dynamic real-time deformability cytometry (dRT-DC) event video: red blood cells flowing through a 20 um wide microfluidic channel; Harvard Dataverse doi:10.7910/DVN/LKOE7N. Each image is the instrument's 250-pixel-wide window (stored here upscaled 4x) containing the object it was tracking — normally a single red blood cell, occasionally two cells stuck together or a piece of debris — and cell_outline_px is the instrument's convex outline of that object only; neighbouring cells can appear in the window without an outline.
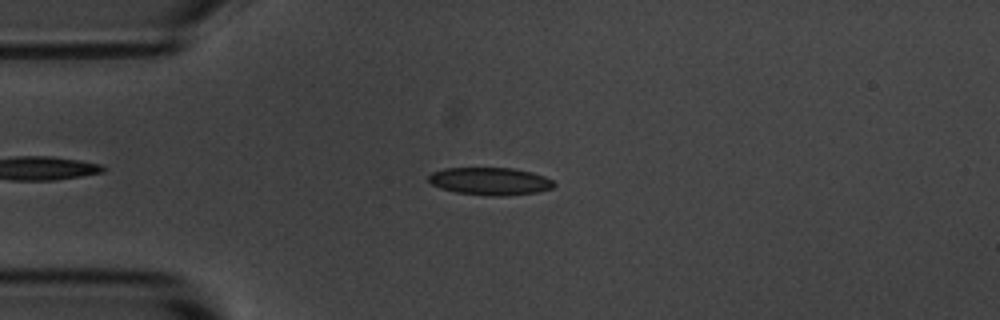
{"species": "common noctule bat (a hibernating species)", "species_latin": "Nyctalus noctula", "temperature_condition": "room temperature", "stored_images_in_passage": 49, "camera_frame_rate_fps": 3000, "um_per_image_px": 0.085, "animal": {"sex": "male", "body_mass_g": 20.1, "forearm_length_mm": 53.5}, "frame": {"image": 1, "passage_image": 11, "time_ms": 3.333, "image_size_px": [1000, 320], "cell_outline_px": [[556, 184], [552, 188], [536, 192], [504, 196], [488, 196], [456, 192], [440, 188], [432, 184], [428, 180], [428, 176], [432, 172], [444, 168], [512, 168], [532, 172], [544, 176], [552, 180]], "centroid_in_image_um": [41.65, 15.4], "position_along_channel_um": 43.4, "area_um2": 20.17}}
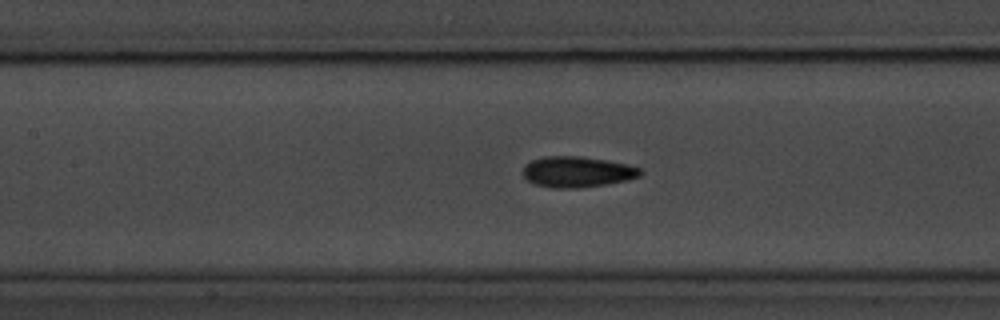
{"frame": {"image": 2, "passage_image": 22, "time_ms": 7.0, "image_size_px": [1000, 320], "cell_outline_px": [[644, 172], [640, 176], [628, 180], [608, 184], [580, 188], [552, 188], [536, 184], [528, 180], [524, 176], [524, 164], [532, 160], [544, 156], [580, 156], [628, 164], [640, 168]], "centroid_in_image_um": [49.09, 14.61], "position_along_channel_um": 158.3, "area_um2": 21.15}}
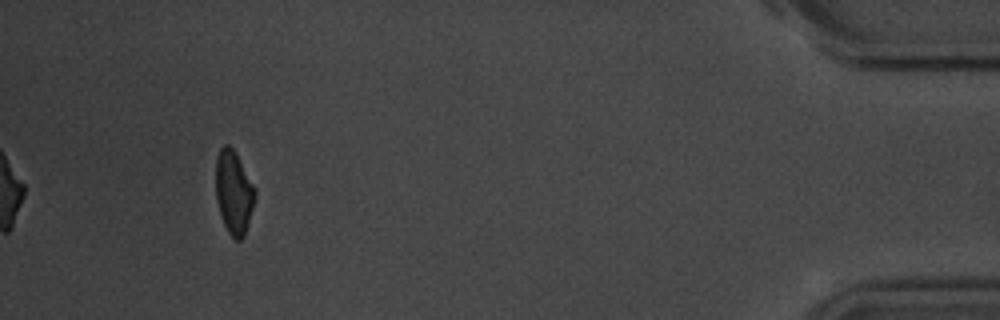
{"frame": {"image": 3, "passage_image": 49, "time_ms": 16.0, "image_size_px": [1000, 320], "cell_outline_px": [[256, 196], [244, 236], [240, 240], [236, 240], [228, 232], [224, 224], [220, 212], [216, 196], [216, 156], [220, 148], [224, 144], [228, 144], [232, 148], [256, 188]], "centroid_in_image_um": [19.87, 16.33], "position_along_channel_um": 415.3, "area_um2": 18.84}, "authors_computed_cell_mechanics": {"area_um2": 20.1722, "velocity_mm_per_s": 3.6186, "shape_relaxation_time_tau1_ms": 3.6026, "shape_relaxation_time_tau2_ms": 3.9997, "deformation_change_tau1": 0.1039, "deformation_change_tau2": 0.1092}}